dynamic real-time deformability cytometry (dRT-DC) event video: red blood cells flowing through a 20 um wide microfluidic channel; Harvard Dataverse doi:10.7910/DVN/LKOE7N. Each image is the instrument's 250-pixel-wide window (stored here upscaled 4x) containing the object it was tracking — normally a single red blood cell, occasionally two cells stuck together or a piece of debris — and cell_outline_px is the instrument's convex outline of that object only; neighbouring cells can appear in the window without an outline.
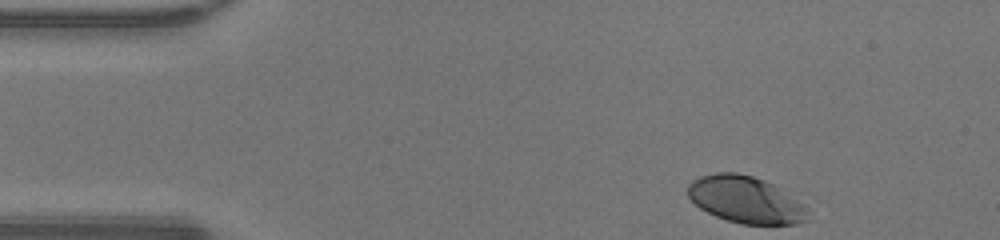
{"species": "human", "species_latin": "Homo sapiens", "temperature_condition": "warm", "stored_images_in_passage": 34, "camera_frame_rate_fps": 3000, "um_per_image_px": 0.085, "donor": {"sex": "male"}, "frame": {"image": 1, "passage_image": 1, "time_ms": 0.0, "image_size_px": [1000, 240], "cell_outline_px": [[808, 220], [796, 224], [740, 224], [716, 216], [700, 208], [688, 196], [688, 184], [692, 180], [700, 176], [716, 172], [736, 172], [752, 176], [764, 180], [772, 184], [804, 204], [808, 208]], "centroid_in_image_um": [63.38, 16.97], "position_along_channel_um": 21.6, "area_um2": 32.66}}
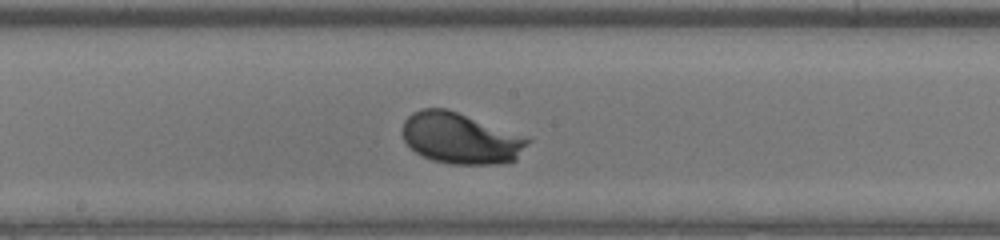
{"frame": {"image": 2, "passage_image": 20, "time_ms": 6.333, "image_size_px": [1000, 240], "cell_outline_px": [[532, 140], [516, 160], [496, 164], [452, 164], [432, 160], [416, 152], [404, 140], [404, 120], [412, 112], [420, 108], [444, 108], [532, 136]], "centroid_in_image_um": [39.24, 11.74], "position_along_channel_um": 209.0, "area_um2": 37.63}}
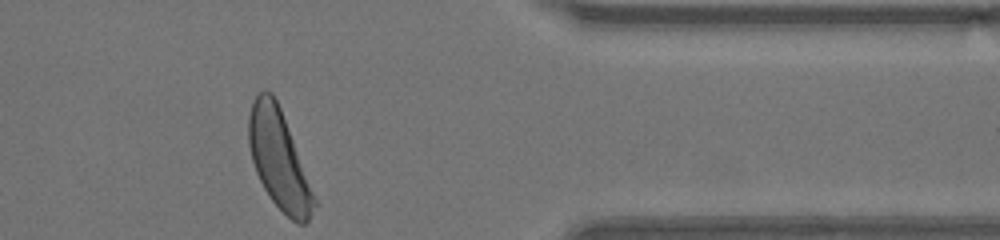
{"frame": {"image": 3, "passage_image": 34, "time_ms": 11.0, "image_size_px": [1000, 240], "cell_outline_px": [[320, 204], [308, 220], [304, 224], [296, 224], [272, 200], [264, 188], [256, 172], [252, 160], [248, 144], [248, 116], [252, 100], [256, 92], [264, 88], [272, 92], [280, 108]], "centroid_in_image_um": [23.73, 13.55], "position_along_channel_um": 387.7, "area_um2": 38.15}, "authors_computed_cell_mechanics": {"area_um2": 35.4892, "velocity_mm_per_s": 4.2866, "shape_relaxation_time_tau1_ms": 1.6564, "shape_relaxation_time_tau2_ms": null, "deformation_change_tau1": 0.1448, "deformation_change_tau2": null}}